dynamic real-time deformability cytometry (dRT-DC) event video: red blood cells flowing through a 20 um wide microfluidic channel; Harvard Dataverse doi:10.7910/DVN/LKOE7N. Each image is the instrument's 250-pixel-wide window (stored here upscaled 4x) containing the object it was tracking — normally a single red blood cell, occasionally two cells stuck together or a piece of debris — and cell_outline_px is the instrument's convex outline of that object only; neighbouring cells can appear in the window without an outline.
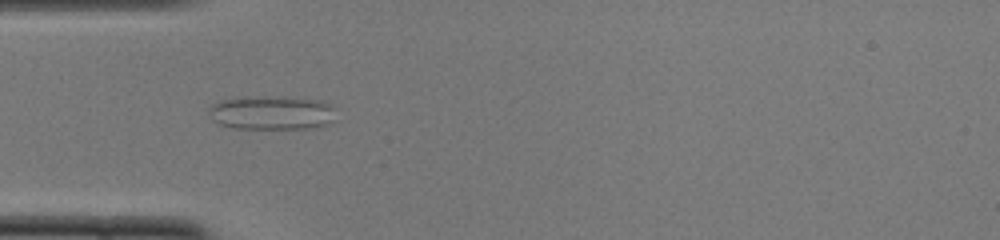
{"species": "common noctule bat (a hibernating species)", "species_latin": "Nyctalus noctula", "temperature_condition": "cold", "stored_images_in_passage": 50, "camera_frame_rate_fps": 3000, "um_per_image_px": 0.085, "animal": {"sex": "female", "body_mass_g": 22.0, "forearm_length_mm": 56.7}, "frame": {"image": 1, "passage_image": 15, "time_ms": 4.667, "image_size_px": [1000, 240], "cell_outline_px": [[336, 120], [320, 128], [232, 128], [220, 124], [212, 120], [208, 112], [208, 104], [220, 100], [264, 96], [324, 100], [332, 104]], "centroid_in_image_um": [23.12, 9.59], "position_along_channel_um": 61.9, "area_um2": 25.43}}
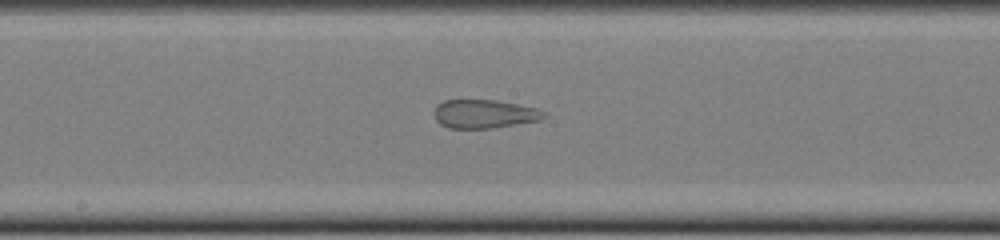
{"frame": {"image": 2, "passage_image": 26, "time_ms": 8.333, "image_size_px": [1000, 240], "cell_outline_px": [[548, 116], [540, 120], [492, 128], [448, 128], [440, 124], [436, 120], [432, 112], [436, 104], [444, 100], [496, 100], [536, 108], [544, 112]], "centroid_in_image_um": [41.12, 9.68], "position_along_channel_um": 207.1, "area_um2": 18.38}}
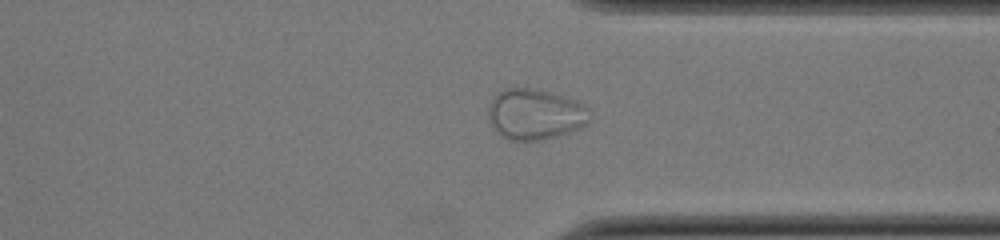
{"frame": {"image": 3, "passage_image": 38, "time_ms": 12.333, "image_size_px": [1000, 240], "cell_outline_px": [[592, 120], [588, 124], [580, 128], [544, 140], [508, 140], [500, 136], [496, 132], [488, 116], [488, 108], [496, 92], [504, 88], [532, 88], [552, 92], [576, 100], [584, 104], [588, 108]], "centroid_in_image_um": [45.5, 9.71], "position_along_channel_um": 365.9, "area_um2": 30.4}}